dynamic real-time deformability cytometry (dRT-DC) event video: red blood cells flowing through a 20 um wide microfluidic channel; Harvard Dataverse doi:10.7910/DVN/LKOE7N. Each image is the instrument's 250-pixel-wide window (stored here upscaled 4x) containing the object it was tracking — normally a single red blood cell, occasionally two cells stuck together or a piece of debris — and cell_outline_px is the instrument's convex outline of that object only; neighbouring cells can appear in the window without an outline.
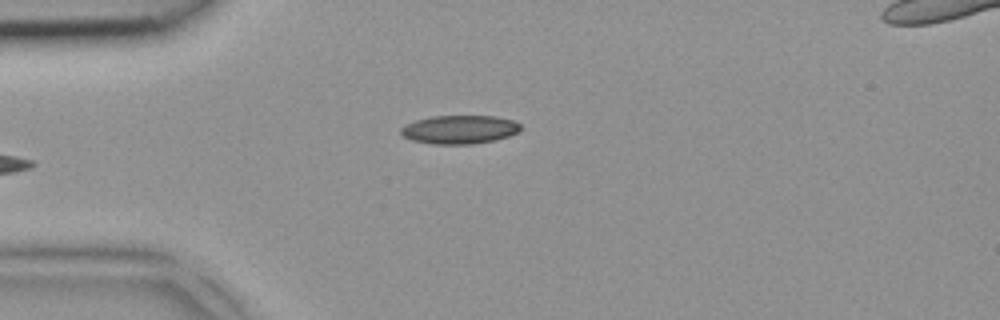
{"species": "common noctule bat (a hibernating species)", "species_latin": "Nyctalus noctula", "temperature_condition": "room temperature", "stored_images_in_passage": 5, "camera_frame_rate_fps": 3000, "um_per_image_px": 0.085, "animal": {"sex": "female", "body_mass_g": 18.4}, "frame": {"image": 1, "passage_image": 5, "time_ms": 1.333, "image_size_px": [1000, 320], "cell_outline_px": [[520, 128], [516, 132], [508, 136], [496, 140], [472, 144], [432, 144], [412, 140], [404, 136], [400, 132], [400, 128], [416, 120], [432, 116], [496, 116], [512, 120], [520, 124]], "centroid_in_image_um": [39.05, 11.01], "position_along_channel_um": 45.9, "area_um2": 19.77}}